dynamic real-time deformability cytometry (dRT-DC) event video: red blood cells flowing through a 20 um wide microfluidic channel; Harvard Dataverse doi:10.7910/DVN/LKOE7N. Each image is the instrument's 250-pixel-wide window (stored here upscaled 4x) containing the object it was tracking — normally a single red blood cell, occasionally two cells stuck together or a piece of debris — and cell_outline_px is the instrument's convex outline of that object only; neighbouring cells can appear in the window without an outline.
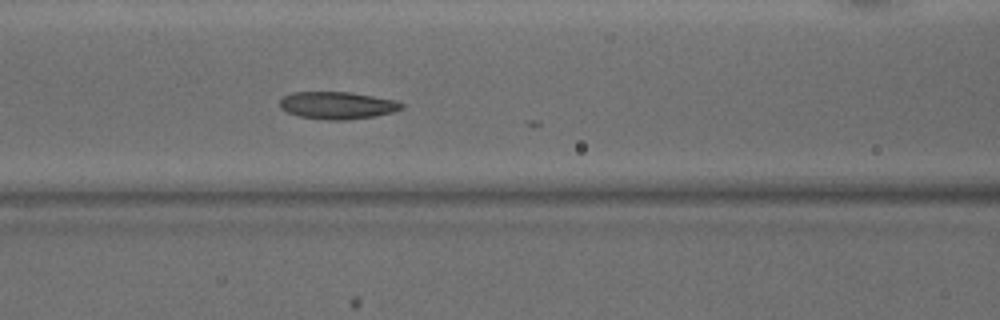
{"species": "common noctule bat (a hibernating species)", "species_latin": "Nyctalus noctula", "temperature_condition": "warm", "stored_images_in_passage": 20, "camera_frame_rate_fps": 3000, "um_per_image_px": 0.085, "animal": {"sex": "male", "body_mass_g": 15.6}, "frame": {"image": 1, "passage_image": 19, "time_ms": 6.0, "image_size_px": [1000, 320], "cell_outline_px": [[404, 108], [392, 112], [376, 116], [344, 120], [328, 120], [296, 116], [280, 108], [280, 100], [284, 96], [292, 92], [352, 92], [396, 100], [404, 104]], "centroid_in_image_um": [28.68, 8.95], "position_along_channel_um": 137.9, "area_um2": 19.54}}